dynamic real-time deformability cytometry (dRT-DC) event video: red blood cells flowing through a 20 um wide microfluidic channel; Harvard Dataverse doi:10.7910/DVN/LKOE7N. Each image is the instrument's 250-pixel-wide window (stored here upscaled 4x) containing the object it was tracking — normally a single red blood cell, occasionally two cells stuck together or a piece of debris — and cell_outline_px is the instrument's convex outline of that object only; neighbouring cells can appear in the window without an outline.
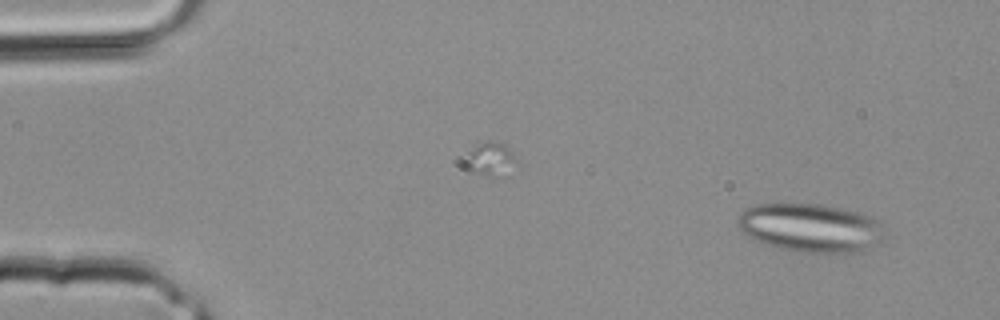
{"species": "common noctule bat (a hibernating species)", "species_latin": "Nyctalus noctula", "temperature_condition": "room temperature", "stored_images_in_passage": 34, "segment_of_instrument_passage": [1, 2], "camera_frame_rate_fps": 3000, "um_per_image_px": 0.085, "animal": {"sex": "male", "body_mass_g": 20.4}, "frame": {"image": 1, "passage_image": 2, "time_ms": 0.333, "image_size_px": [1000, 320], "cell_outline_px": [[884, 240], [864, 252], [796, 252], [764, 244], [740, 232], [736, 224], [740, 212], [744, 208], [752, 204], [820, 204], [840, 208], [872, 216], [884, 224]], "centroid_in_image_um": [68.9, 19.36], "position_along_channel_um": 16.1, "area_um2": 42.19}}